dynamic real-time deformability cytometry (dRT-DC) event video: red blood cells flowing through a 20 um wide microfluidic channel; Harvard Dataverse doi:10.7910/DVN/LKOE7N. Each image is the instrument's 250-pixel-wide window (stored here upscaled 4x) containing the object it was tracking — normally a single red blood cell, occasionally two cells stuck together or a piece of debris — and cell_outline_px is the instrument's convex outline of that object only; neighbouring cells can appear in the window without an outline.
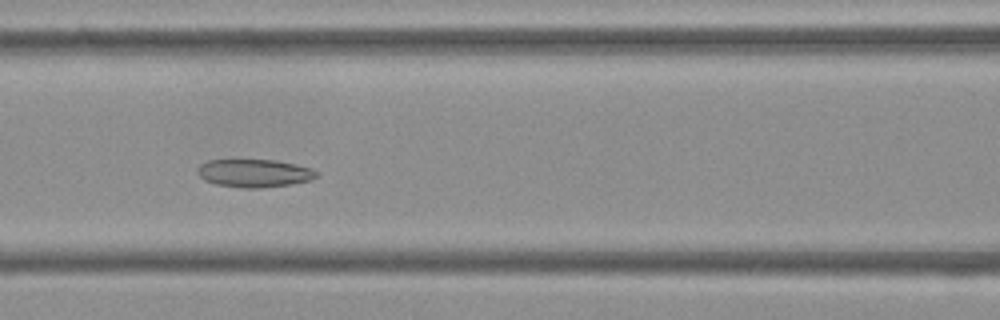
{"species": "Egyptian fruit bat (a non-hibernating species)", "species_latin": "Rousettus aegyptiacus", "temperature_condition": "cold", "stored_images_in_passage": 53, "camera_frame_rate_fps": 3000, "um_per_image_px": 0.085, "frame": {"image": 1, "passage_image": 23, "time_ms": 7.333, "image_size_px": [1000, 320], "cell_outline_px": [[320, 176], [312, 180], [292, 184], [260, 188], [244, 188], [216, 184], [204, 180], [196, 172], [196, 168], [200, 164], [208, 160], [276, 160], [296, 164], [312, 168], [320, 172]], "centroid_in_image_um": [21.66, 14.72], "position_along_channel_um": 144.9, "area_um2": 19.71}}
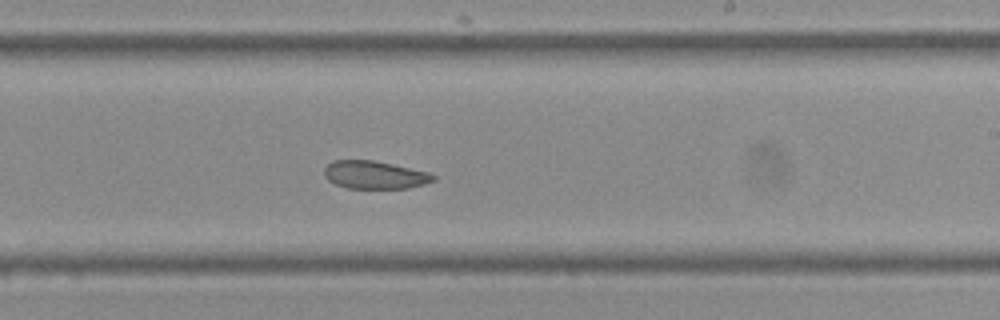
{"frame": {"image": 2, "passage_image": 32, "time_ms": 10.333, "image_size_px": [1000, 320], "cell_outline_px": [[436, 180], [424, 184], [408, 188], [348, 188], [336, 184], [328, 180], [324, 176], [324, 168], [332, 160], [372, 160], [392, 164], [428, 172], [436, 176]], "centroid_in_image_um": [31.84, 14.86], "position_along_channel_um": 257.2, "area_um2": 17.69}}
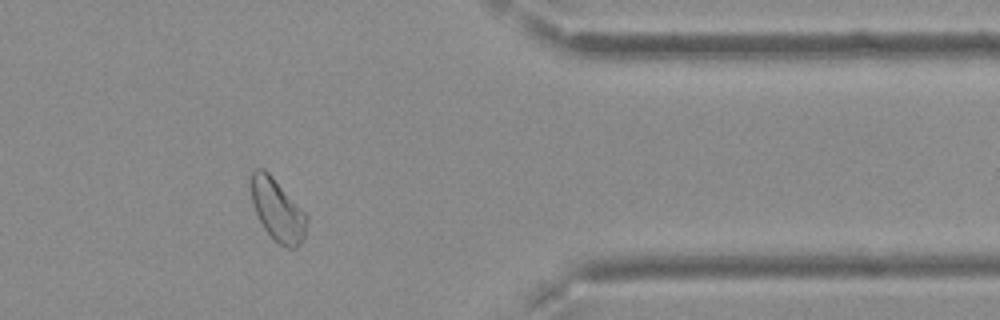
{"frame": {"image": 3, "passage_image": 44, "time_ms": 14.333, "image_size_px": [1000, 320], "cell_outline_px": [[308, 220], [304, 236], [300, 244], [296, 248], [288, 248], [280, 244], [264, 228], [252, 204], [248, 180], [252, 172], [256, 168], [264, 168], [272, 176], [308, 216]], "centroid_in_image_um": [23.55, 17.81], "position_along_channel_um": 387.8, "area_um2": 20.11}, "authors_computed_cell_mechanics": {"area_um2": 21.2704, "velocity_mm_per_s": 3.7483, "shape_relaxation_time_tau1_ms": null, "shape_relaxation_time_tau2_ms": 4.3604, "deformation_change_tau1": null, "deformation_change_tau2": 0.0861}}